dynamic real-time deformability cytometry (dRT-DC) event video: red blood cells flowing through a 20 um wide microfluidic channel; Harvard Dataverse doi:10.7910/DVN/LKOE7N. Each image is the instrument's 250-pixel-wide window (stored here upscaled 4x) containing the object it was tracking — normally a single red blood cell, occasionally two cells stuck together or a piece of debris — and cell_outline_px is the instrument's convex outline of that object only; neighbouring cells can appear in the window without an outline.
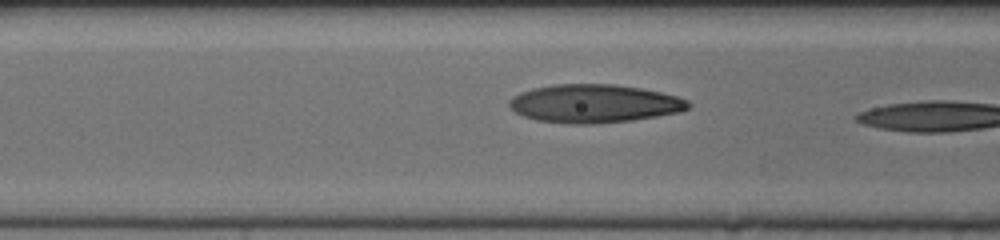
{"species": "human", "species_latin": "Homo sapiens", "temperature_condition": "cold", "stored_images_in_passage": 38, "camera_frame_rate_fps": 3000, "um_per_image_px": 0.085, "donor": {"sex": "female"}, "frame": {"image": 1, "passage_image": 19, "time_ms": 6.0, "image_size_px": [1000, 240], "cell_outline_px": [[692, 104], [688, 108], [680, 112], [632, 120], [592, 124], [572, 124], [536, 120], [524, 116], [516, 112], [508, 104], [508, 100], [512, 96], [520, 92], [532, 88], [552, 84], [616, 84], [640, 88], [660, 92], [676, 96], [688, 100]], "centroid_in_image_um": [50.49, 8.8], "position_along_channel_um": 116.1, "area_um2": 40.06}}
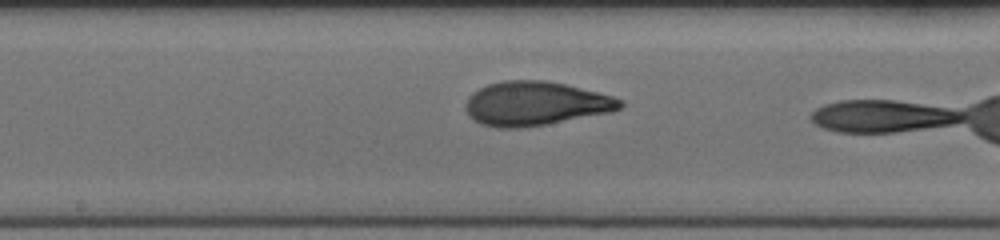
{"frame": {"image": 2, "passage_image": 26, "time_ms": 8.333, "image_size_px": [1000, 240], "cell_outline_px": [[624, 104], [620, 108], [612, 112], [544, 124], [516, 128], [500, 128], [480, 124], [464, 108], [464, 104], [468, 96], [472, 92], [488, 84], [504, 80], [544, 80], [564, 84], [612, 96], [624, 100]], "centroid_in_image_um": [45.5, 8.79], "position_along_channel_um": 202.7, "area_um2": 39.36}}
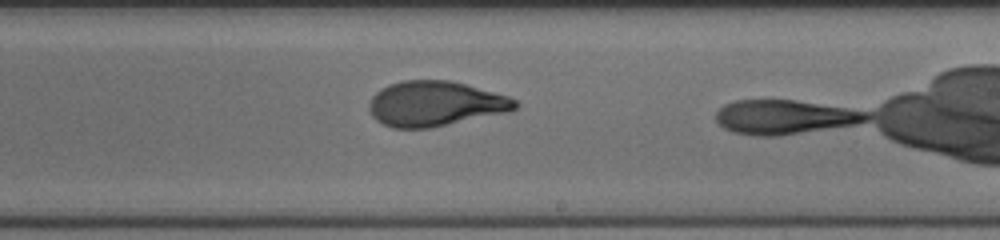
{"frame": {"image": 3, "passage_image": 30, "time_ms": 9.667, "image_size_px": [1000, 240], "cell_outline_px": [[520, 104], [516, 108], [508, 112], [432, 128], [392, 128], [376, 120], [372, 116], [368, 108], [368, 104], [372, 96], [380, 88], [388, 84], [404, 80], [452, 80], [508, 96], [516, 100]], "centroid_in_image_um": [36.98, 8.81], "position_along_channel_um": 252.0, "area_um2": 38.67}}